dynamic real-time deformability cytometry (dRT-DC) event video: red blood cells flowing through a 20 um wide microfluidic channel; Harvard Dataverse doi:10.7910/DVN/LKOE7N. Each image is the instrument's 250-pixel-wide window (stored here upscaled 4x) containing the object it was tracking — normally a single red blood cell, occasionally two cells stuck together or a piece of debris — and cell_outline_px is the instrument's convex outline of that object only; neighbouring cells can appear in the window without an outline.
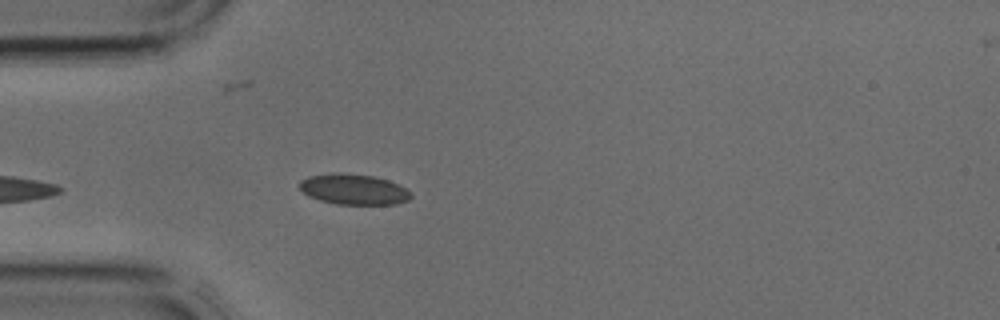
{"species": "common noctule bat (a hibernating species)", "species_latin": "Nyctalus noctula", "temperature_condition": "cold", "stored_images_in_passage": 3, "camera_frame_rate_fps": 3000, "um_per_image_px": 0.085, "animal": {"sex": "male", "body_mass_g": 17.9, "forearm_length_mm": 54.2}, "frame": {"image": 1, "passage_image": 3, "time_ms": 0.667, "image_size_px": [1000, 320], "cell_outline_px": [[412, 196], [408, 200], [396, 204], [336, 204], [320, 200], [308, 196], [300, 188], [300, 180], [308, 176], [336, 172], [340, 172], [372, 176], [388, 180], [400, 184], [412, 192]], "centroid_in_image_um": [30.08, 16.09], "position_along_channel_um": 54.9, "area_um2": 19.94}}